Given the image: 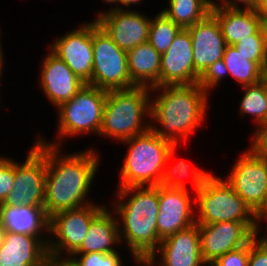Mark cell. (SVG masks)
Instances as JSON below:
<instances>
[{"label":"cell","mask_w":267,"mask_h":266,"mask_svg":"<svg viewBox=\"0 0 267 266\" xmlns=\"http://www.w3.org/2000/svg\"><path fill=\"white\" fill-rule=\"evenodd\" d=\"M63 149L46 144L44 210L48 217L95 202L88 196L101 162L99 149L88 146L72 153Z\"/></svg>","instance_id":"1"},{"label":"cell","mask_w":267,"mask_h":266,"mask_svg":"<svg viewBox=\"0 0 267 266\" xmlns=\"http://www.w3.org/2000/svg\"><path fill=\"white\" fill-rule=\"evenodd\" d=\"M150 89V129L174 145H180L183 140L188 142L206 121L210 96L197 83Z\"/></svg>","instance_id":"2"},{"label":"cell","mask_w":267,"mask_h":266,"mask_svg":"<svg viewBox=\"0 0 267 266\" xmlns=\"http://www.w3.org/2000/svg\"><path fill=\"white\" fill-rule=\"evenodd\" d=\"M115 190L116 198L110 206L118 219L121 247L126 243L133 262L147 261L162 241L157 230L158 185Z\"/></svg>","instance_id":"3"},{"label":"cell","mask_w":267,"mask_h":266,"mask_svg":"<svg viewBox=\"0 0 267 266\" xmlns=\"http://www.w3.org/2000/svg\"><path fill=\"white\" fill-rule=\"evenodd\" d=\"M150 114L149 87L108 90L99 136L118 140L119 143L143 134L150 129Z\"/></svg>","instance_id":"4"},{"label":"cell","mask_w":267,"mask_h":266,"mask_svg":"<svg viewBox=\"0 0 267 266\" xmlns=\"http://www.w3.org/2000/svg\"><path fill=\"white\" fill-rule=\"evenodd\" d=\"M128 146L119 171L117 188L160 185L172 142L151 129L121 142Z\"/></svg>","instance_id":"5"},{"label":"cell","mask_w":267,"mask_h":266,"mask_svg":"<svg viewBox=\"0 0 267 266\" xmlns=\"http://www.w3.org/2000/svg\"><path fill=\"white\" fill-rule=\"evenodd\" d=\"M106 96L107 90L85 84L75 96L56 108L58 131L55 136L57 139L46 141L45 137L40 135L41 133L36 137L48 145L63 147L66 138L72 139L74 136L91 133L96 137L99 136Z\"/></svg>","instance_id":"6"},{"label":"cell","mask_w":267,"mask_h":266,"mask_svg":"<svg viewBox=\"0 0 267 266\" xmlns=\"http://www.w3.org/2000/svg\"><path fill=\"white\" fill-rule=\"evenodd\" d=\"M196 223L258 222L255 213L224 177L213 173L195 192Z\"/></svg>","instance_id":"7"},{"label":"cell","mask_w":267,"mask_h":266,"mask_svg":"<svg viewBox=\"0 0 267 266\" xmlns=\"http://www.w3.org/2000/svg\"><path fill=\"white\" fill-rule=\"evenodd\" d=\"M100 202L57 212L49 217L48 254L71 257L82 245L92 220L105 208ZM66 255V256H65Z\"/></svg>","instance_id":"8"},{"label":"cell","mask_w":267,"mask_h":266,"mask_svg":"<svg viewBox=\"0 0 267 266\" xmlns=\"http://www.w3.org/2000/svg\"><path fill=\"white\" fill-rule=\"evenodd\" d=\"M93 72L91 85L104 90L128 89L131 82L127 52L93 21Z\"/></svg>","instance_id":"9"},{"label":"cell","mask_w":267,"mask_h":266,"mask_svg":"<svg viewBox=\"0 0 267 266\" xmlns=\"http://www.w3.org/2000/svg\"><path fill=\"white\" fill-rule=\"evenodd\" d=\"M33 142L24 162L15 160L14 186L3 203L5 205L44 208L46 143L38 138Z\"/></svg>","instance_id":"10"},{"label":"cell","mask_w":267,"mask_h":266,"mask_svg":"<svg viewBox=\"0 0 267 266\" xmlns=\"http://www.w3.org/2000/svg\"><path fill=\"white\" fill-rule=\"evenodd\" d=\"M234 162L225 180L255 213L264 202L267 188V159L250 147Z\"/></svg>","instance_id":"11"},{"label":"cell","mask_w":267,"mask_h":266,"mask_svg":"<svg viewBox=\"0 0 267 266\" xmlns=\"http://www.w3.org/2000/svg\"><path fill=\"white\" fill-rule=\"evenodd\" d=\"M47 49L64 61L81 81L91 85L94 60L92 20L78 24L53 43L51 41Z\"/></svg>","instance_id":"12"},{"label":"cell","mask_w":267,"mask_h":266,"mask_svg":"<svg viewBox=\"0 0 267 266\" xmlns=\"http://www.w3.org/2000/svg\"><path fill=\"white\" fill-rule=\"evenodd\" d=\"M201 256L209 266L218 257L248 244L255 236L258 222H221L198 225Z\"/></svg>","instance_id":"13"},{"label":"cell","mask_w":267,"mask_h":266,"mask_svg":"<svg viewBox=\"0 0 267 266\" xmlns=\"http://www.w3.org/2000/svg\"><path fill=\"white\" fill-rule=\"evenodd\" d=\"M189 192L158 185L157 230L161 240L196 223L195 194L192 197Z\"/></svg>","instance_id":"14"},{"label":"cell","mask_w":267,"mask_h":266,"mask_svg":"<svg viewBox=\"0 0 267 266\" xmlns=\"http://www.w3.org/2000/svg\"><path fill=\"white\" fill-rule=\"evenodd\" d=\"M147 262L150 266H208L201 256L198 224L166 237Z\"/></svg>","instance_id":"15"},{"label":"cell","mask_w":267,"mask_h":266,"mask_svg":"<svg viewBox=\"0 0 267 266\" xmlns=\"http://www.w3.org/2000/svg\"><path fill=\"white\" fill-rule=\"evenodd\" d=\"M198 79L199 76L194 71L189 31L181 29L168 50L161 54L159 86L193 85Z\"/></svg>","instance_id":"16"},{"label":"cell","mask_w":267,"mask_h":266,"mask_svg":"<svg viewBox=\"0 0 267 266\" xmlns=\"http://www.w3.org/2000/svg\"><path fill=\"white\" fill-rule=\"evenodd\" d=\"M41 60L39 87L51 105L53 104L55 108H58L75 96L85 83L49 49Z\"/></svg>","instance_id":"17"},{"label":"cell","mask_w":267,"mask_h":266,"mask_svg":"<svg viewBox=\"0 0 267 266\" xmlns=\"http://www.w3.org/2000/svg\"><path fill=\"white\" fill-rule=\"evenodd\" d=\"M123 10L108 14L97 21L98 25L124 51L148 42L151 17L145 12Z\"/></svg>","instance_id":"18"},{"label":"cell","mask_w":267,"mask_h":266,"mask_svg":"<svg viewBox=\"0 0 267 266\" xmlns=\"http://www.w3.org/2000/svg\"><path fill=\"white\" fill-rule=\"evenodd\" d=\"M186 29L193 47L194 71L200 76L209 65L223 59L227 44L217 19L211 13Z\"/></svg>","instance_id":"19"},{"label":"cell","mask_w":267,"mask_h":266,"mask_svg":"<svg viewBox=\"0 0 267 266\" xmlns=\"http://www.w3.org/2000/svg\"><path fill=\"white\" fill-rule=\"evenodd\" d=\"M49 237L5 231L0 266H45Z\"/></svg>","instance_id":"20"},{"label":"cell","mask_w":267,"mask_h":266,"mask_svg":"<svg viewBox=\"0 0 267 266\" xmlns=\"http://www.w3.org/2000/svg\"><path fill=\"white\" fill-rule=\"evenodd\" d=\"M211 14L217 19L227 45L251 38L263 26L257 10L212 7Z\"/></svg>","instance_id":"21"},{"label":"cell","mask_w":267,"mask_h":266,"mask_svg":"<svg viewBox=\"0 0 267 266\" xmlns=\"http://www.w3.org/2000/svg\"><path fill=\"white\" fill-rule=\"evenodd\" d=\"M121 245L118 219L107 206L92 220L81 247L74 254L110 253Z\"/></svg>","instance_id":"22"},{"label":"cell","mask_w":267,"mask_h":266,"mask_svg":"<svg viewBox=\"0 0 267 266\" xmlns=\"http://www.w3.org/2000/svg\"><path fill=\"white\" fill-rule=\"evenodd\" d=\"M0 224L5 231L49 237V217L44 208L1 204Z\"/></svg>","instance_id":"23"},{"label":"cell","mask_w":267,"mask_h":266,"mask_svg":"<svg viewBox=\"0 0 267 266\" xmlns=\"http://www.w3.org/2000/svg\"><path fill=\"white\" fill-rule=\"evenodd\" d=\"M128 70L135 86H159L161 54L149 42L127 51Z\"/></svg>","instance_id":"24"},{"label":"cell","mask_w":267,"mask_h":266,"mask_svg":"<svg viewBox=\"0 0 267 266\" xmlns=\"http://www.w3.org/2000/svg\"><path fill=\"white\" fill-rule=\"evenodd\" d=\"M180 145H173L169 151L165 170L163 174L162 181L160 183L161 186H166L168 188H177V189H189L186 185L185 177H189L192 184V190L197 192L202 184L205 183L207 178L212 174L211 171H207L206 169H202L201 167L191 166V163L185 162L184 159L176 161H172L175 158L176 152ZM174 156V157H173ZM173 162V163H172ZM176 162V163H175ZM211 172V173H210Z\"/></svg>","instance_id":"25"},{"label":"cell","mask_w":267,"mask_h":266,"mask_svg":"<svg viewBox=\"0 0 267 266\" xmlns=\"http://www.w3.org/2000/svg\"><path fill=\"white\" fill-rule=\"evenodd\" d=\"M162 11L182 29L193 26L211 13L210 0H168Z\"/></svg>","instance_id":"26"},{"label":"cell","mask_w":267,"mask_h":266,"mask_svg":"<svg viewBox=\"0 0 267 266\" xmlns=\"http://www.w3.org/2000/svg\"><path fill=\"white\" fill-rule=\"evenodd\" d=\"M223 60L231 78L242 87L259 83L265 70L257 63L249 61L246 56L239 53L233 45H227Z\"/></svg>","instance_id":"27"},{"label":"cell","mask_w":267,"mask_h":266,"mask_svg":"<svg viewBox=\"0 0 267 266\" xmlns=\"http://www.w3.org/2000/svg\"><path fill=\"white\" fill-rule=\"evenodd\" d=\"M243 95L239 103V115L240 117L253 118L254 128L266 123V111H267V98L264 92L263 83L253 85H245L241 87Z\"/></svg>","instance_id":"28"},{"label":"cell","mask_w":267,"mask_h":266,"mask_svg":"<svg viewBox=\"0 0 267 266\" xmlns=\"http://www.w3.org/2000/svg\"><path fill=\"white\" fill-rule=\"evenodd\" d=\"M182 28L159 10L151 18L148 42L160 54L165 53L171 46L175 36Z\"/></svg>","instance_id":"29"},{"label":"cell","mask_w":267,"mask_h":266,"mask_svg":"<svg viewBox=\"0 0 267 266\" xmlns=\"http://www.w3.org/2000/svg\"><path fill=\"white\" fill-rule=\"evenodd\" d=\"M249 61L257 62L264 70L267 67V42L263 26L251 38H245L233 45Z\"/></svg>","instance_id":"30"},{"label":"cell","mask_w":267,"mask_h":266,"mask_svg":"<svg viewBox=\"0 0 267 266\" xmlns=\"http://www.w3.org/2000/svg\"><path fill=\"white\" fill-rule=\"evenodd\" d=\"M120 250L110 253L90 252L86 254H73L70 258L77 266H125Z\"/></svg>","instance_id":"31"},{"label":"cell","mask_w":267,"mask_h":266,"mask_svg":"<svg viewBox=\"0 0 267 266\" xmlns=\"http://www.w3.org/2000/svg\"><path fill=\"white\" fill-rule=\"evenodd\" d=\"M229 76V71L223 59L217 60L209 65L206 70L199 76L197 84L208 94L214 92L216 87L221 84V81Z\"/></svg>","instance_id":"32"},{"label":"cell","mask_w":267,"mask_h":266,"mask_svg":"<svg viewBox=\"0 0 267 266\" xmlns=\"http://www.w3.org/2000/svg\"><path fill=\"white\" fill-rule=\"evenodd\" d=\"M15 179V160L0 155V205L12 191Z\"/></svg>","instance_id":"33"},{"label":"cell","mask_w":267,"mask_h":266,"mask_svg":"<svg viewBox=\"0 0 267 266\" xmlns=\"http://www.w3.org/2000/svg\"><path fill=\"white\" fill-rule=\"evenodd\" d=\"M250 242L240 248L228 251L209 266H248Z\"/></svg>","instance_id":"34"},{"label":"cell","mask_w":267,"mask_h":266,"mask_svg":"<svg viewBox=\"0 0 267 266\" xmlns=\"http://www.w3.org/2000/svg\"><path fill=\"white\" fill-rule=\"evenodd\" d=\"M248 266H267V245L257 236L250 241Z\"/></svg>","instance_id":"35"},{"label":"cell","mask_w":267,"mask_h":266,"mask_svg":"<svg viewBox=\"0 0 267 266\" xmlns=\"http://www.w3.org/2000/svg\"><path fill=\"white\" fill-rule=\"evenodd\" d=\"M251 139L250 148L257 155L267 159V123L255 128Z\"/></svg>","instance_id":"36"},{"label":"cell","mask_w":267,"mask_h":266,"mask_svg":"<svg viewBox=\"0 0 267 266\" xmlns=\"http://www.w3.org/2000/svg\"><path fill=\"white\" fill-rule=\"evenodd\" d=\"M218 1L219 3H217ZM258 1L259 0H217V1L210 0V3L212 7L256 10Z\"/></svg>","instance_id":"37"},{"label":"cell","mask_w":267,"mask_h":266,"mask_svg":"<svg viewBox=\"0 0 267 266\" xmlns=\"http://www.w3.org/2000/svg\"><path fill=\"white\" fill-rule=\"evenodd\" d=\"M103 3L105 2V4L108 5H113V7H110L107 10H100V12H98L96 14L95 19H92L93 21L97 22L98 20H100L102 17L114 13V12H118V11H123L124 9L121 6V1L120 0H101Z\"/></svg>","instance_id":"38"},{"label":"cell","mask_w":267,"mask_h":266,"mask_svg":"<svg viewBox=\"0 0 267 266\" xmlns=\"http://www.w3.org/2000/svg\"><path fill=\"white\" fill-rule=\"evenodd\" d=\"M45 266H77L70 257H57L48 254Z\"/></svg>","instance_id":"39"},{"label":"cell","mask_w":267,"mask_h":266,"mask_svg":"<svg viewBox=\"0 0 267 266\" xmlns=\"http://www.w3.org/2000/svg\"><path fill=\"white\" fill-rule=\"evenodd\" d=\"M263 222V223H262ZM266 224H265V223ZM262 224H265V225H262ZM263 226H266V227H263ZM260 227V228H259ZM263 227V230L264 228L266 229V231H263L261 230ZM260 231H262V234H259L261 233ZM256 236L264 243L267 245V213L264 214L259 220H258V228H257V232H256Z\"/></svg>","instance_id":"40"},{"label":"cell","mask_w":267,"mask_h":266,"mask_svg":"<svg viewBox=\"0 0 267 266\" xmlns=\"http://www.w3.org/2000/svg\"><path fill=\"white\" fill-rule=\"evenodd\" d=\"M121 6L124 8V10H134V8H131L132 5L135 7L137 4L140 5L142 1L144 0H120ZM135 5V6H134Z\"/></svg>","instance_id":"41"},{"label":"cell","mask_w":267,"mask_h":266,"mask_svg":"<svg viewBox=\"0 0 267 266\" xmlns=\"http://www.w3.org/2000/svg\"><path fill=\"white\" fill-rule=\"evenodd\" d=\"M256 10L262 18H267V0H259Z\"/></svg>","instance_id":"42"},{"label":"cell","mask_w":267,"mask_h":266,"mask_svg":"<svg viewBox=\"0 0 267 266\" xmlns=\"http://www.w3.org/2000/svg\"><path fill=\"white\" fill-rule=\"evenodd\" d=\"M266 213H267V188H266L263 205L255 212V215L257 219L259 220Z\"/></svg>","instance_id":"43"},{"label":"cell","mask_w":267,"mask_h":266,"mask_svg":"<svg viewBox=\"0 0 267 266\" xmlns=\"http://www.w3.org/2000/svg\"><path fill=\"white\" fill-rule=\"evenodd\" d=\"M3 47H2V41H0V82H1V77L3 76V69H4V67L3 66H5L4 64H5V54H4V52H3V49H2ZM0 84H2V82L0 83Z\"/></svg>","instance_id":"44"},{"label":"cell","mask_w":267,"mask_h":266,"mask_svg":"<svg viewBox=\"0 0 267 266\" xmlns=\"http://www.w3.org/2000/svg\"><path fill=\"white\" fill-rule=\"evenodd\" d=\"M261 82L263 83L264 92L267 98V73L266 72H264ZM266 123H267V111H266Z\"/></svg>","instance_id":"45"},{"label":"cell","mask_w":267,"mask_h":266,"mask_svg":"<svg viewBox=\"0 0 267 266\" xmlns=\"http://www.w3.org/2000/svg\"><path fill=\"white\" fill-rule=\"evenodd\" d=\"M4 233H5V229L0 224V245H1L2 241H3Z\"/></svg>","instance_id":"46"},{"label":"cell","mask_w":267,"mask_h":266,"mask_svg":"<svg viewBox=\"0 0 267 266\" xmlns=\"http://www.w3.org/2000/svg\"><path fill=\"white\" fill-rule=\"evenodd\" d=\"M263 28L266 35V42H267V18H263Z\"/></svg>","instance_id":"47"},{"label":"cell","mask_w":267,"mask_h":266,"mask_svg":"<svg viewBox=\"0 0 267 266\" xmlns=\"http://www.w3.org/2000/svg\"><path fill=\"white\" fill-rule=\"evenodd\" d=\"M135 266H150L147 261H137Z\"/></svg>","instance_id":"48"}]
</instances>
